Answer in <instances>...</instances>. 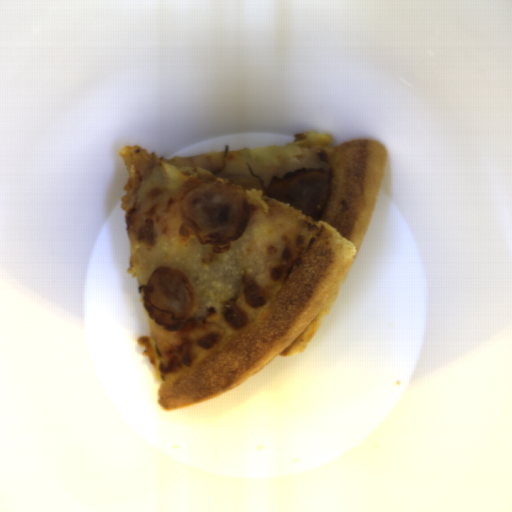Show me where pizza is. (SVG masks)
Masks as SVG:
<instances>
[{
	"instance_id": "pizza-1",
	"label": "pizza",
	"mask_w": 512,
	"mask_h": 512,
	"mask_svg": "<svg viewBox=\"0 0 512 512\" xmlns=\"http://www.w3.org/2000/svg\"><path fill=\"white\" fill-rule=\"evenodd\" d=\"M323 131L292 144L201 152L155 160L125 206L131 251L148 335L137 338L158 383L165 411L200 404L245 383L277 357L298 355L329 314L359 253L379 203L386 146L356 138L332 145ZM331 175L328 202L309 217L265 194L291 174ZM250 178L263 189L249 200L247 231L221 245L184 237L180 206L206 183ZM178 268L196 294L181 329L155 323L143 292L157 267Z\"/></svg>"
}]
</instances>
